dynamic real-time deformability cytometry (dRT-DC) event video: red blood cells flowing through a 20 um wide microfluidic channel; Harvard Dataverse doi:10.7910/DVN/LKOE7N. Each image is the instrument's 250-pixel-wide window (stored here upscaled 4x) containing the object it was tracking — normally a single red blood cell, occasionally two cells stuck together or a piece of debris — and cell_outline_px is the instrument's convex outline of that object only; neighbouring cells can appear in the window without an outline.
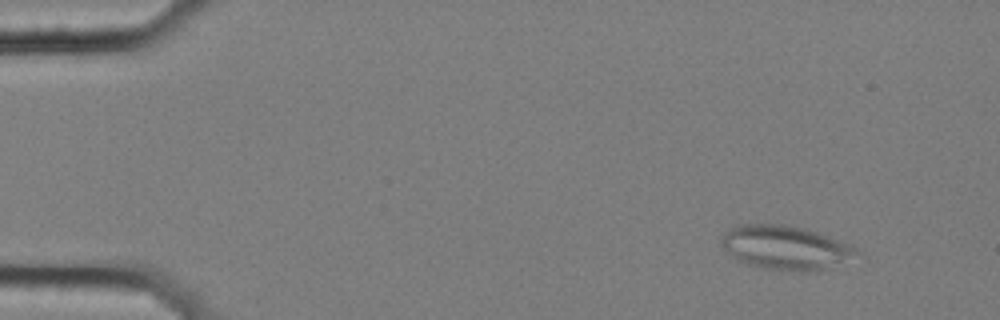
{"species": "common noctule bat (a hibernating species)", "species_latin": "Nyctalus noctula", "temperature_condition": "cold", "stored_images_in_passage": 7, "camera_frame_rate_fps": 3000, "um_per_image_px": 0.085, "animal": {"sex": "female", "body_mass_g": 25.1}, "frame": {"image": 1, "passage_image": 1, "time_ms": 0.0, "image_size_px": [1000, 320], "cell_outline_px": [[868, 260], [828, 268], [804, 272], [800, 272], [760, 268], [736, 260], [720, 244], [720, 236], [728, 228], [744, 224], [784, 224], [804, 228], [816, 232], [856, 248]], "centroid_in_image_um": [66.87, 21.08], "position_along_channel_um": 18.1, "area_um2": 35.66}}